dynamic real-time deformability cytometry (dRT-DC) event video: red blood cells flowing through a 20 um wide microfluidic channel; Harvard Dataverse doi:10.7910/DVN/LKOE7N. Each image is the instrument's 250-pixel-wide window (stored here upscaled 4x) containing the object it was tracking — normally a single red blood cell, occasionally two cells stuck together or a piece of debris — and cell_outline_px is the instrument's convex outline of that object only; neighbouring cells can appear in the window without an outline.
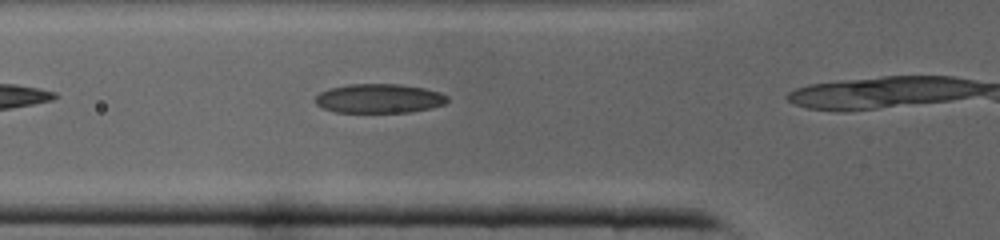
{"species": "common noctule bat (a hibernating species)", "species_latin": "Nyctalus noctula", "temperature_condition": "cold", "stored_images_in_passage": 8, "camera_frame_rate_fps": 3000, "um_per_image_px": 0.085, "animal": {"sex": "male", "body_mass_g": 19.0, "forearm_length_mm": 50.8}, "frame": {"image": 1, "passage_image": 2, "time_ms": 0.333, "image_size_px": [1000, 240], "cell_outline_px": [[448, 100], [444, 104], [432, 108], [412, 112], [336, 112], [324, 108], [316, 104], [316, 96], [320, 92], [328, 88], [348, 84], [400, 84], [424, 88], [448, 96]], "centroid_in_image_um": [32.22, 8.37], "position_along_channel_um": 93.6, "area_um2": 22.43}}